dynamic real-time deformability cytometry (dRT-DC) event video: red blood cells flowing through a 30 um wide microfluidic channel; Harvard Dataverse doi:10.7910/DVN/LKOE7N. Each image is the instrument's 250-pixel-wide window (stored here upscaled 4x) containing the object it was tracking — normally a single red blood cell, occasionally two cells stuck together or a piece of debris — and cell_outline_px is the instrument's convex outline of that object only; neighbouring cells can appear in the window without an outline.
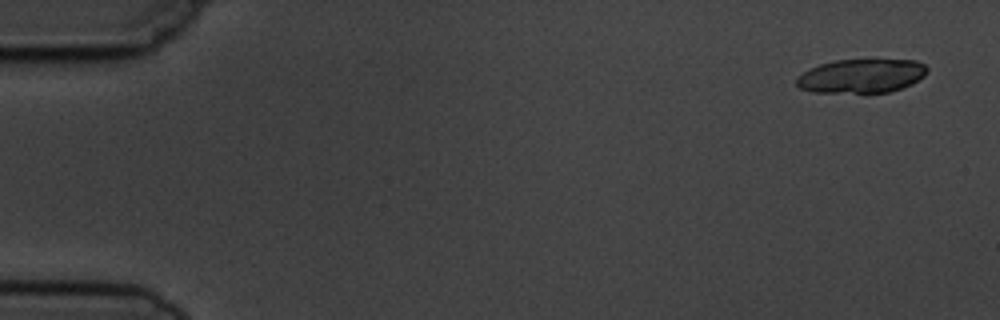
{"species": "common noctule bat (a hibernating species)", "species_latin": "Nyctalus noctula", "temperature_condition": "cold", "stored_images_in_passage": 3, "camera_frame_rate_fps": 3000, "um_per_image_px": 0.085, "animal": {"sex": "male", "body_mass_g": 19.5, "forearm_length_mm": 54.6}, "frame": {"image": 1, "passage_image": 1, "time_ms": 0.0, "image_size_px": [1000, 320], "cell_outline_px": [[928, 72], [924, 76], [912, 84], [892, 92], [812, 92], [800, 88], [796, 84], [796, 80], [804, 72], [820, 64], [836, 60], [916, 60], [924, 64], [928, 68]], "centroid_in_image_um": [73.27, 6.46], "position_along_channel_um": 11.7, "area_um2": 25.66}}